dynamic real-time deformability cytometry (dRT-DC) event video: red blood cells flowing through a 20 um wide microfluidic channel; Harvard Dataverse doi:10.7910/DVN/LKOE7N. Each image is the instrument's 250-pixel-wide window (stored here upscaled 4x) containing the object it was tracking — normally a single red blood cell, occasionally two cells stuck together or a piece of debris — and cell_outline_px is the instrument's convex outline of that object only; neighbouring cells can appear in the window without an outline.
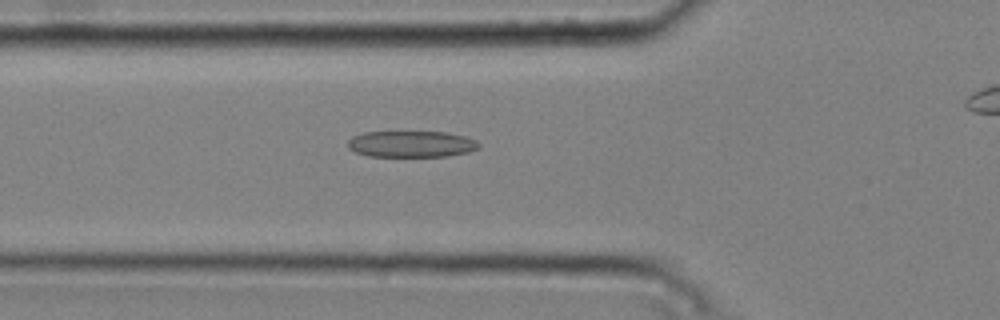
{"species": "common noctule bat (a hibernating species)", "species_latin": "Nyctalus noctula", "temperature_condition": "cold", "stored_images_in_passage": 47, "camera_frame_rate_fps": 3000, "um_per_image_px": 0.085, "animal": {"sex": "male", "body_mass_g": 20.4}, "frame": {"image": 1, "passage_image": 19, "time_ms": 6.0, "image_size_px": [1000, 320], "cell_outline_px": [[480, 148], [468, 152], [448, 156], [368, 156], [356, 152], [348, 148], [348, 140], [352, 136], [364, 132], [448, 132], [468, 136], [476, 140], [480, 144]], "centroid_in_image_um": [35.0, 12.24], "position_along_channel_um": 90.8, "area_um2": 20.29}}
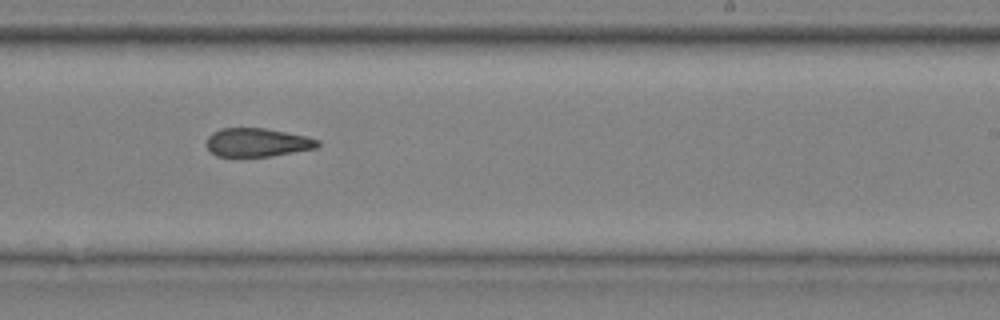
{"frame": {"image": 2, "passage_image": 33, "time_ms": 10.667, "image_size_px": [1000, 320], "cell_outline_px": [[320, 144], [316, 148], [272, 156], [216, 156], [204, 144], [208, 136], [212, 132], [220, 128], [264, 128], [304, 136], [320, 140]], "centroid_in_image_um": [21.83, 12.1], "position_along_channel_um": 267.2, "area_um2": 18.44}}
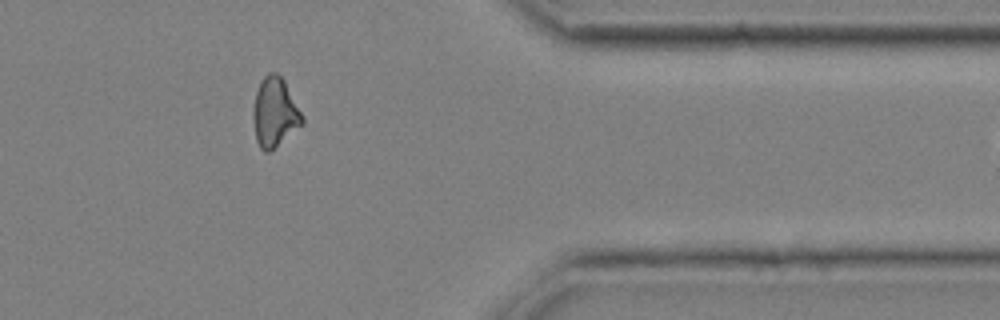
{"frame": {"image": 3, "passage_image": 44, "time_ms": 14.333, "image_size_px": [1000, 320], "cell_outline_px": [[304, 124], [268, 152], [264, 152], [260, 148], [256, 140], [252, 116], [252, 108], [256, 92], [260, 80], [268, 72], [276, 72], [284, 80], [304, 116]], "centroid_in_image_um": [23.35, 9.54], "position_along_channel_um": 388.1, "area_um2": 20.0}}